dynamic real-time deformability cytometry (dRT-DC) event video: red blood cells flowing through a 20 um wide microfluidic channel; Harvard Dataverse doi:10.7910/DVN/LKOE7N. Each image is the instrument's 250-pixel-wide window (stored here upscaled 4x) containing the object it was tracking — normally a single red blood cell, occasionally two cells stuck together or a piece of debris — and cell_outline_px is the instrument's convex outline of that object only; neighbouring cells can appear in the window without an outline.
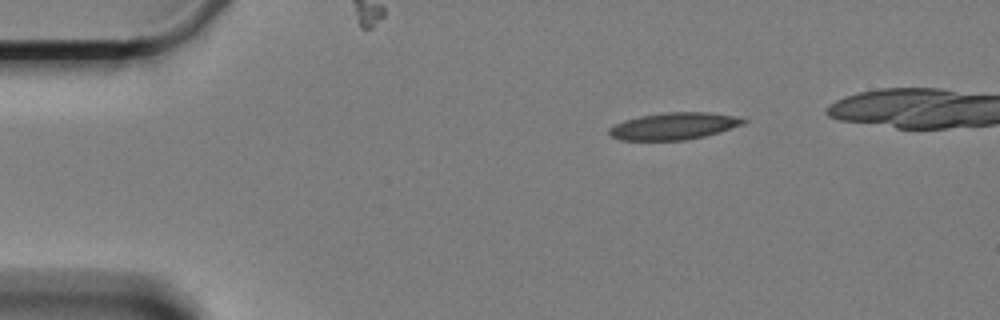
{"species": "Egyptian fruit bat (a non-hibernating species)", "species_latin": "Rousettus aegyptiacus", "temperature_condition": "cold", "stored_images_in_passage": 45, "camera_frame_rate_fps": 3000, "um_per_image_px": 0.085, "animal": {"sex": "female"}, "frame": {"image": 1, "passage_image": 1, "time_ms": 0.0, "image_size_px": [1000, 320], "cell_outline_px": [[748, 120], [744, 124], [704, 136], [684, 140], [620, 140], [612, 136], [608, 132], [608, 128], [624, 120], [640, 116], [664, 112], [704, 112], [732, 116]], "centroid_in_image_um": [57.23, 10.72], "position_along_channel_um": 27.8, "area_um2": 20.81}}
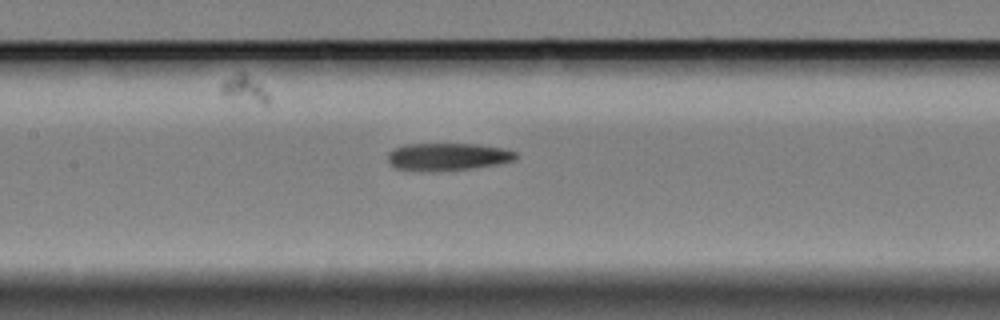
{"frame": {"image": 2, "passage_image": 19, "time_ms": 6.0, "image_size_px": [1000, 320], "cell_outline_px": [[520, 156], [516, 160], [500, 164], [472, 168], [440, 172], [420, 172], [396, 168], [388, 160], [388, 152], [396, 148], [408, 144], [480, 144], [504, 148], [516, 152]], "centroid_in_image_um": [38.11, 13.34], "position_along_channel_um": 169.3, "area_um2": 20.98}}
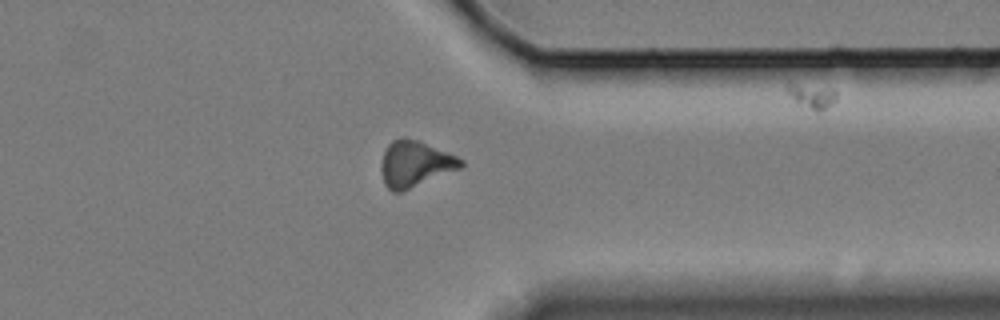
{"frame": {"image": 3, "passage_image": 38, "time_ms": 12.333, "image_size_px": [1000, 320], "cell_outline_px": [[464, 164], [460, 168], [404, 192], [392, 192], [384, 184], [380, 168], [380, 164], [384, 152], [388, 144], [392, 140], [404, 136], [420, 140], [448, 152], [464, 160]], "centroid_in_image_um": [35.26, 13.93], "position_along_channel_um": 376.1, "area_um2": 21.79}, "authors_computed_cell_mechanics": {"area_um2": 20.808, "velocity_mm_per_s": 3.3285, "shape_relaxation_time_tau1_ms": null, "shape_relaxation_time_tau2_ms": 5.9748, "deformation_change_tau1": null, "deformation_change_tau2": 0.1659}}